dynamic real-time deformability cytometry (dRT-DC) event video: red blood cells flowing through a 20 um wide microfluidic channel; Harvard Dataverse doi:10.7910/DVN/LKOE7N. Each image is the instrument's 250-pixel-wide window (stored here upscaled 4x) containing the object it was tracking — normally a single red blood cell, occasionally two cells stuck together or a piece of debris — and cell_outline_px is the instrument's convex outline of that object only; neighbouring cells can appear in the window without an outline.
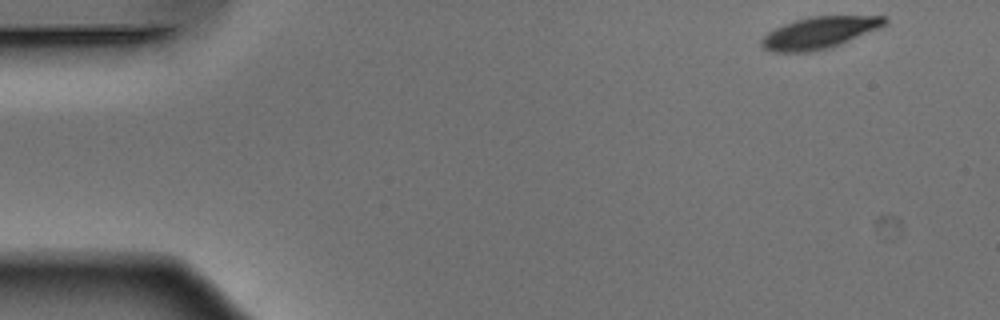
{"species": "Egyptian fruit bat (a non-hibernating species)", "species_latin": "Rousettus aegyptiacus", "temperature_condition": "warm", "stored_images_in_passage": 50, "camera_frame_rate_fps": 3000, "um_per_image_px": 0.085, "animal": {"sex": "male"}, "frame": {"image": 1, "passage_image": 1, "time_ms": 0.0, "image_size_px": [1000, 320], "cell_outline_px": [[888, 20], [880, 28], [840, 44], [828, 48], [812, 52], [772, 52], [764, 48], [760, 44], [760, 40], [768, 32], [784, 24], [796, 20], [812, 16], [888, 16]], "centroid_in_image_um": [69.64, 2.78], "position_along_channel_um": 15.4, "area_um2": 22.72}}
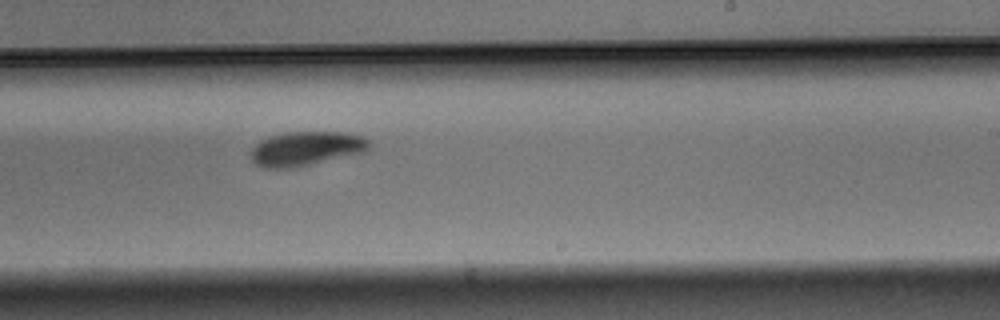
{"frame": {"image": 2, "passage_image": 29, "time_ms": 9.333, "image_size_px": [1000, 320], "cell_outline_px": [[372, 144], [364, 152], [296, 168], [264, 168], [256, 164], [252, 160], [252, 148], [260, 140], [284, 132], [348, 132], [360, 136], [368, 140]], "centroid_in_image_um": [26.03, 12.63], "position_along_channel_um": 263.0, "area_um2": 23.64}}
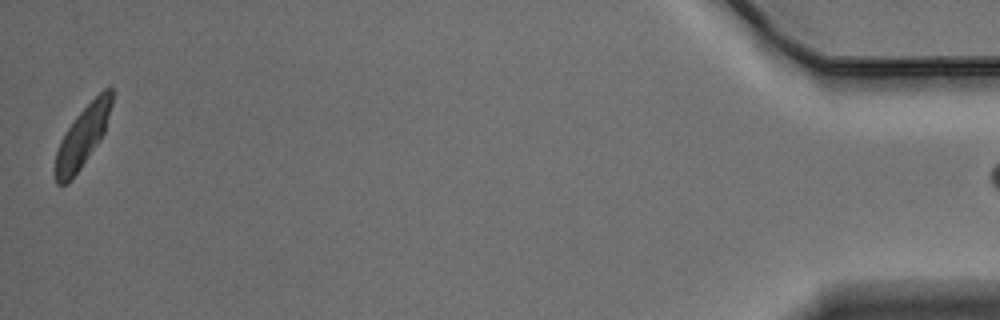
{"frame": {"image": 3, "passage_image": 49, "time_ms": 16.0, "image_size_px": [1000, 320], "cell_outline_px": [[112, 104], [104, 132], [100, 140], [72, 180], [68, 184], [56, 184], [56, 152], [60, 140], [76, 116], [104, 88], [112, 88]], "centroid_in_image_um": [7.02, 11.63], "position_along_channel_um": 428.2, "area_um2": 19.59}}